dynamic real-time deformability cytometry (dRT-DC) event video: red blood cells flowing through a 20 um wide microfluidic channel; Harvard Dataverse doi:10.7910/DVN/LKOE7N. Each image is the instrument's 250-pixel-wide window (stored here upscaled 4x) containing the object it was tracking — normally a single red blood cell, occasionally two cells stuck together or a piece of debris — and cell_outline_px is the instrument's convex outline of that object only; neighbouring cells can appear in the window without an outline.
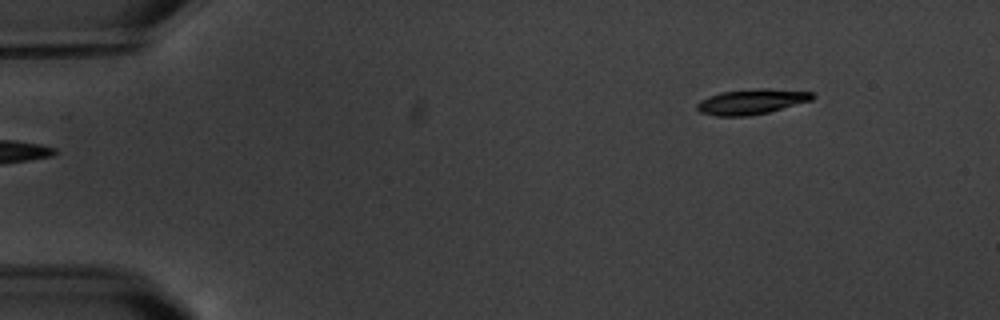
{"species": "common noctule bat (a hibernating species)", "species_latin": "Nyctalus noctula", "temperature_condition": "warm", "stored_images_in_passage": 6, "segment_of_instrument_passage": [2, 2], "camera_frame_rate_fps": 3000, "um_per_image_px": 0.085, "animal": {"sex": "male", "body_mass_g": 20.1, "forearm_length_mm": 53.5}, "frame": {"image": 1, "passage_image": 6, "time_ms": 5.667, "image_size_px": [1000, 320], "cell_outline_px": [[816, 96], [812, 100], [768, 112], [748, 116], [716, 116], [700, 112], [696, 108], [696, 104], [700, 100], [720, 92], [760, 88], [768, 88], [812, 92]], "centroid_in_image_um": [63.88, 8.64], "position_along_channel_um": 21.1, "area_um2": 16.94}}